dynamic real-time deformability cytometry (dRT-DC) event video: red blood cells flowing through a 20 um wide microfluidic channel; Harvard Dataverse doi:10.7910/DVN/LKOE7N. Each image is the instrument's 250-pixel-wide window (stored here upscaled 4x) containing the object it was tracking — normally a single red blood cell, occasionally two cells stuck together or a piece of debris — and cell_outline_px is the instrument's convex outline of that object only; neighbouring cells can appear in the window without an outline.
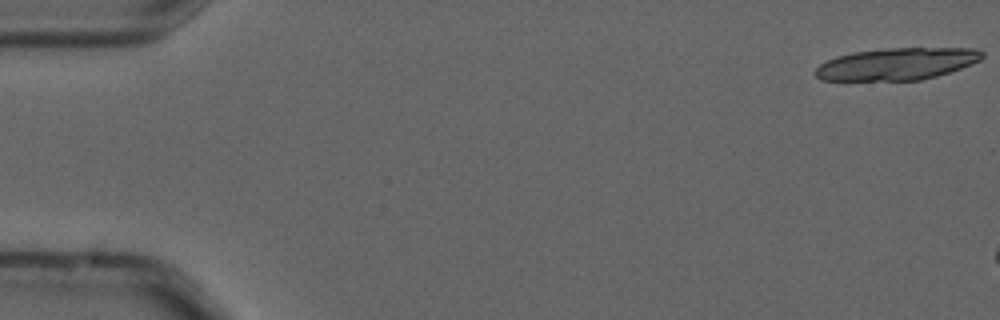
{"species": "common noctule bat (a hibernating species)", "species_latin": "Nyctalus noctula", "temperature_condition": "cold", "stored_images_in_passage": 4, "camera_frame_rate_fps": 3000, "um_per_image_px": 0.085, "animal": {"sex": "male", "forearm_length_mm": 52.5}, "frame": {"image": 1, "passage_image": 1, "time_ms": 0.0, "image_size_px": [1000, 320], "cell_outline_px": [[984, 56], [980, 60], [972, 64], [936, 76], [920, 80], [820, 80], [812, 72], [820, 64], [836, 56], [852, 52], [888, 48], [976, 48], [984, 52]], "centroid_in_image_um": [76.22, 5.43], "position_along_channel_um": 8.8, "area_um2": 31.15}}